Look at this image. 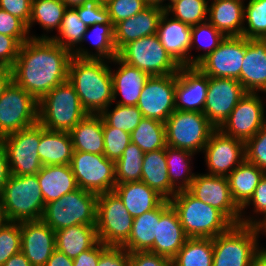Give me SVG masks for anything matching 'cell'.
<instances>
[{
  "mask_svg": "<svg viewBox=\"0 0 266 266\" xmlns=\"http://www.w3.org/2000/svg\"><path fill=\"white\" fill-rule=\"evenodd\" d=\"M73 55L50 39H30L21 44L12 68V81L39 101L68 81Z\"/></svg>",
  "mask_w": 266,
  "mask_h": 266,
  "instance_id": "1",
  "label": "cell"
},
{
  "mask_svg": "<svg viewBox=\"0 0 266 266\" xmlns=\"http://www.w3.org/2000/svg\"><path fill=\"white\" fill-rule=\"evenodd\" d=\"M105 59L72 57L68 81L74 86L83 108L88 114H100L113 104V82Z\"/></svg>",
  "mask_w": 266,
  "mask_h": 266,
  "instance_id": "2",
  "label": "cell"
},
{
  "mask_svg": "<svg viewBox=\"0 0 266 266\" xmlns=\"http://www.w3.org/2000/svg\"><path fill=\"white\" fill-rule=\"evenodd\" d=\"M169 202L189 238H214L234 225L221 211L188 190L178 191Z\"/></svg>",
  "mask_w": 266,
  "mask_h": 266,
  "instance_id": "3",
  "label": "cell"
},
{
  "mask_svg": "<svg viewBox=\"0 0 266 266\" xmlns=\"http://www.w3.org/2000/svg\"><path fill=\"white\" fill-rule=\"evenodd\" d=\"M0 201L7 221L20 223L41 220L45 203L37 174L11 175Z\"/></svg>",
  "mask_w": 266,
  "mask_h": 266,
  "instance_id": "4",
  "label": "cell"
},
{
  "mask_svg": "<svg viewBox=\"0 0 266 266\" xmlns=\"http://www.w3.org/2000/svg\"><path fill=\"white\" fill-rule=\"evenodd\" d=\"M87 115L69 81L56 86L38 101V123L47 130L69 132Z\"/></svg>",
  "mask_w": 266,
  "mask_h": 266,
  "instance_id": "5",
  "label": "cell"
},
{
  "mask_svg": "<svg viewBox=\"0 0 266 266\" xmlns=\"http://www.w3.org/2000/svg\"><path fill=\"white\" fill-rule=\"evenodd\" d=\"M98 195L78 188L45 204L41 220L53 231L75 225H96Z\"/></svg>",
  "mask_w": 266,
  "mask_h": 266,
  "instance_id": "6",
  "label": "cell"
},
{
  "mask_svg": "<svg viewBox=\"0 0 266 266\" xmlns=\"http://www.w3.org/2000/svg\"><path fill=\"white\" fill-rule=\"evenodd\" d=\"M215 130L202 112L175 110L165 121L167 145L193 154L203 152Z\"/></svg>",
  "mask_w": 266,
  "mask_h": 266,
  "instance_id": "7",
  "label": "cell"
},
{
  "mask_svg": "<svg viewBox=\"0 0 266 266\" xmlns=\"http://www.w3.org/2000/svg\"><path fill=\"white\" fill-rule=\"evenodd\" d=\"M117 57L150 76L176 74L181 67L161 45L156 34L127 43L118 51Z\"/></svg>",
  "mask_w": 266,
  "mask_h": 266,
  "instance_id": "8",
  "label": "cell"
},
{
  "mask_svg": "<svg viewBox=\"0 0 266 266\" xmlns=\"http://www.w3.org/2000/svg\"><path fill=\"white\" fill-rule=\"evenodd\" d=\"M261 248L252 226L233 225L213 238L212 266H251Z\"/></svg>",
  "mask_w": 266,
  "mask_h": 266,
  "instance_id": "9",
  "label": "cell"
},
{
  "mask_svg": "<svg viewBox=\"0 0 266 266\" xmlns=\"http://www.w3.org/2000/svg\"><path fill=\"white\" fill-rule=\"evenodd\" d=\"M132 225L133 217L113 191L98 195L96 229L100 242L107 246H123Z\"/></svg>",
  "mask_w": 266,
  "mask_h": 266,
  "instance_id": "10",
  "label": "cell"
},
{
  "mask_svg": "<svg viewBox=\"0 0 266 266\" xmlns=\"http://www.w3.org/2000/svg\"><path fill=\"white\" fill-rule=\"evenodd\" d=\"M70 166L78 188L97 195L112 192L115 188V161L104 154L73 151Z\"/></svg>",
  "mask_w": 266,
  "mask_h": 266,
  "instance_id": "11",
  "label": "cell"
},
{
  "mask_svg": "<svg viewBox=\"0 0 266 266\" xmlns=\"http://www.w3.org/2000/svg\"><path fill=\"white\" fill-rule=\"evenodd\" d=\"M38 123V101L13 81L0 98V139Z\"/></svg>",
  "mask_w": 266,
  "mask_h": 266,
  "instance_id": "12",
  "label": "cell"
},
{
  "mask_svg": "<svg viewBox=\"0 0 266 266\" xmlns=\"http://www.w3.org/2000/svg\"><path fill=\"white\" fill-rule=\"evenodd\" d=\"M0 141L7 153L11 175H34L41 170L43 165L38 153L39 123L7 135Z\"/></svg>",
  "mask_w": 266,
  "mask_h": 266,
  "instance_id": "13",
  "label": "cell"
},
{
  "mask_svg": "<svg viewBox=\"0 0 266 266\" xmlns=\"http://www.w3.org/2000/svg\"><path fill=\"white\" fill-rule=\"evenodd\" d=\"M259 93H246L237 103L219 130L229 136L246 142L265 124V107Z\"/></svg>",
  "mask_w": 266,
  "mask_h": 266,
  "instance_id": "14",
  "label": "cell"
},
{
  "mask_svg": "<svg viewBox=\"0 0 266 266\" xmlns=\"http://www.w3.org/2000/svg\"><path fill=\"white\" fill-rule=\"evenodd\" d=\"M176 74L150 76L139 97L137 107L144 118L165 123L175 109Z\"/></svg>",
  "mask_w": 266,
  "mask_h": 266,
  "instance_id": "15",
  "label": "cell"
},
{
  "mask_svg": "<svg viewBox=\"0 0 266 266\" xmlns=\"http://www.w3.org/2000/svg\"><path fill=\"white\" fill-rule=\"evenodd\" d=\"M246 93L237 79L209 77L203 114L219 129Z\"/></svg>",
  "mask_w": 266,
  "mask_h": 266,
  "instance_id": "16",
  "label": "cell"
},
{
  "mask_svg": "<svg viewBox=\"0 0 266 266\" xmlns=\"http://www.w3.org/2000/svg\"><path fill=\"white\" fill-rule=\"evenodd\" d=\"M202 153L209 175L228 176L245 160V142L229 137L216 129Z\"/></svg>",
  "mask_w": 266,
  "mask_h": 266,
  "instance_id": "17",
  "label": "cell"
},
{
  "mask_svg": "<svg viewBox=\"0 0 266 266\" xmlns=\"http://www.w3.org/2000/svg\"><path fill=\"white\" fill-rule=\"evenodd\" d=\"M188 191L200 201L221 211L234 225L240 224L241 209L232 198L226 176L198 173Z\"/></svg>",
  "mask_w": 266,
  "mask_h": 266,
  "instance_id": "18",
  "label": "cell"
},
{
  "mask_svg": "<svg viewBox=\"0 0 266 266\" xmlns=\"http://www.w3.org/2000/svg\"><path fill=\"white\" fill-rule=\"evenodd\" d=\"M245 54V37H225L197 67L208 77L240 80Z\"/></svg>",
  "mask_w": 266,
  "mask_h": 266,
  "instance_id": "19",
  "label": "cell"
},
{
  "mask_svg": "<svg viewBox=\"0 0 266 266\" xmlns=\"http://www.w3.org/2000/svg\"><path fill=\"white\" fill-rule=\"evenodd\" d=\"M208 83L209 77L197 66H181L176 73L175 109L203 113Z\"/></svg>",
  "mask_w": 266,
  "mask_h": 266,
  "instance_id": "20",
  "label": "cell"
},
{
  "mask_svg": "<svg viewBox=\"0 0 266 266\" xmlns=\"http://www.w3.org/2000/svg\"><path fill=\"white\" fill-rule=\"evenodd\" d=\"M192 26L169 17L164 11L156 35L161 45L180 66H192L190 53Z\"/></svg>",
  "mask_w": 266,
  "mask_h": 266,
  "instance_id": "21",
  "label": "cell"
},
{
  "mask_svg": "<svg viewBox=\"0 0 266 266\" xmlns=\"http://www.w3.org/2000/svg\"><path fill=\"white\" fill-rule=\"evenodd\" d=\"M55 249V231L46 223L21 222V252L32 266H45Z\"/></svg>",
  "mask_w": 266,
  "mask_h": 266,
  "instance_id": "22",
  "label": "cell"
},
{
  "mask_svg": "<svg viewBox=\"0 0 266 266\" xmlns=\"http://www.w3.org/2000/svg\"><path fill=\"white\" fill-rule=\"evenodd\" d=\"M239 82L247 93H266V39H247Z\"/></svg>",
  "mask_w": 266,
  "mask_h": 266,
  "instance_id": "23",
  "label": "cell"
},
{
  "mask_svg": "<svg viewBox=\"0 0 266 266\" xmlns=\"http://www.w3.org/2000/svg\"><path fill=\"white\" fill-rule=\"evenodd\" d=\"M111 62L115 63L114 65H118V70H112L110 66L113 82V102L117 100L118 95H121L116 104L137 105L142 89L150 75L126 64L118 57H114Z\"/></svg>",
  "mask_w": 266,
  "mask_h": 266,
  "instance_id": "24",
  "label": "cell"
},
{
  "mask_svg": "<svg viewBox=\"0 0 266 266\" xmlns=\"http://www.w3.org/2000/svg\"><path fill=\"white\" fill-rule=\"evenodd\" d=\"M165 10L146 7L143 11L120 21L114 26V42L119 51L127 43L157 33L160 19Z\"/></svg>",
  "mask_w": 266,
  "mask_h": 266,
  "instance_id": "25",
  "label": "cell"
},
{
  "mask_svg": "<svg viewBox=\"0 0 266 266\" xmlns=\"http://www.w3.org/2000/svg\"><path fill=\"white\" fill-rule=\"evenodd\" d=\"M154 237V244L149 252L164 256L170 260L176 256L189 238L179 221L177 212L172 206L160 216Z\"/></svg>",
  "mask_w": 266,
  "mask_h": 266,
  "instance_id": "26",
  "label": "cell"
},
{
  "mask_svg": "<svg viewBox=\"0 0 266 266\" xmlns=\"http://www.w3.org/2000/svg\"><path fill=\"white\" fill-rule=\"evenodd\" d=\"M87 29L88 27L78 17L77 10L75 8H67L57 35L49 36L46 33L42 36L30 35V37L31 39H50L70 51L76 58L91 59V51L81 46L83 36Z\"/></svg>",
  "mask_w": 266,
  "mask_h": 266,
  "instance_id": "27",
  "label": "cell"
},
{
  "mask_svg": "<svg viewBox=\"0 0 266 266\" xmlns=\"http://www.w3.org/2000/svg\"><path fill=\"white\" fill-rule=\"evenodd\" d=\"M245 0H212L208 22L225 37L243 36Z\"/></svg>",
  "mask_w": 266,
  "mask_h": 266,
  "instance_id": "28",
  "label": "cell"
},
{
  "mask_svg": "<svg viewBox=\"0 0 266 266\" xmlns=\"http://www.w3.org/2000/svg\"><path fill=\"white\" fill-rule=\"evenodd\" d=\"M113 192L133 218L156 209L165 199L143 181L116 184Z\"/></svg>",
  "mask_w": 266,
  "mask_h": 266,
  "instance_id": "29",
  "label": "cell"
},
{
  "mask_svg": "<svg viewBox=\"0 0 266 266\" xmlns=\"http://www.w3.org/2000/svg\"><path fill=\"white\" fill-rule=\"evenodd\" d=\"M37 177L45 204L78 189L70 164L42 166Z\"/></svg>",
  "mask_w": 266,
  "mask_h": 266,
  "instance_id": "30",
  "label": "cell"
},
{
  "mask_svg": "<svg viewBox=\"0 0 266 266\" xmlns=\"http://www.w3.org/2000/svg\"><path fill=\"white\" fill-rule=\"evenodd\" d=\"M169 200H164L156 209L147 211L133 218V225L127 242L122 246L129 252L149 251L154 239L160 216L170 207Z\"/></svg>",
  "mask_w": 266,
  "mask_h": 266,
  "instance_id": "31",
  "label": "cell"
},
{
  "mask_svg": "<svg viewBox=\"0 0 266 266\" xmlns=\"http://www.w3.org/2000/svg\"><path fill=\"white\" fill-rule=\"evenodd\" d=\"M38 153L43 166L69 165L73 155L70 133L47 130L40 124Z\"/></svg>",
  "mask_w": 266,
  "mask_h": 266,
  "instance_id": "32",
  "label": "cell"
},
{
  "mask_svg": "<svg viewBox=\"0 0 266 266\" xmlns=\"http://www.w3.org/2000/svg\"><path fill=\"white\" fill-rule=\"evenodd\" d=\"M141 181L165 200H170L177 193L168 177L165 148L144 153Z\"/></svg>",
  "mask_w": 266,
  "mask_h": 266,
  "instance_id": "33",
  "label": "cell"
},
{
  "mask_svg": "<svg viewBox=\"0 0 266 266\" xmlns=\"http://www.w3.org/2000/svg\"><path fill=\"white\" fill-rule=\"evenodd\" d=\"M69 133L73 151L104 154L103 119L99 114H88Z\"/></svg>",
  "mask_w": 266,
  "mask_h": 266,
  "instance_id": "34",
  "label": "cell"
},
{
  "mask_svg": "<svg viewBox=\"0 0 266 266\" xmlns=\"http://www.w3.org/2000/svg\"><path fill=\"white\" fill-rule=\"evenodd\" d=\"M99 241L96 225H75L55 231V246L69 258L92 248Z\"/></svg>",
  "mask_w": 266,
  "mask_h": 266,
  "instance_id": "35",
  "label": "cell"
},
{
  "mask_svg": "<svg viewBox=\"0 0 266 266\" xmlns=\"http://www.w3.org/2000/svg\"><path fill=\"white\" fill-rule=\"evenodd\" d=\"M265 173L245 159L227 176L232 198L240 209L250 200Z\"/></svg>",
  "mask_w": 266,
  "mask_h": 266,
  "instance_id": "36",
  "label": "cell"
},
{
  "mask_svg": "<svg viewBox=\"0 0 266 266\" xmlns=\"http://www.w3.org/2000/svg\"><path fill=\"white\" fill-rule=\"evenodd\" d=\"M166 162L168 167V177L172 187L178 192L188 190L196 173L192 172V152L165 147Z\"/></svg>",
  "mask_w": 266,
  "mask_h": 266,
  "instance_id": "37",
  "label": "cell"
},
{
  "mask_svg": "<svg viewBox=\"0 0 266 266\" xmlns=\"http://www.w3.org/2000/svg\"><path fill=\"white\" fill-rule=\"evenodd\" d=\"M171 262L172 266H212L213 238H188Z\"/></svg>",
  "mask_w": 266,
  "mask_h": 266,
  "instance_id": "38",
  "label": "cell"
},
{
  "mask_svg": "<svg viewBox=\"0 0 266 266\" xmlns=\"http://www.w3.org/2000/svg\"><path fill=\"white\" fill-rule=\"evenodd\" d=\"M67 6L62 0H32L28 31L37 22L47 33L60 28Z\"/></svg>",
  "mask_w": 266,
  "mask_h": 266,
  "instance_id": "39",
  "label": "cell"
},
{
  "mask_svg": "<svg viewBox=\"0 0 266 266\" xmlns=\"http://www.w3.org/2000/svg\"><path fill=\"white\" fill-rule=\"evenodd\" d=\"M130 136L144 153L167 146L165 123L155 119L143 118Z\"/></svg>",
  "mask_w": 266,
  "mask_h": 266,
  "instance_id": "40",
  "label": "cell"
},
{
  "mask_svg": "<svg viewBox=\"0 0 266 266\" xmlns=\"http://www.w3.org/2000/svg\"><path fill=\"white\" fill-rule=\"evenodd\" d=\"M88 38L95 49L94 52H91V59H105L111 61L114 57H117L118 51L116 50L114 42L113 24L96 23L91 25L85 32L82 42H85Z\"/></svg>",
  "mask_w": 266,
  "mask_h": 266,
  "instance_id": "41",
  "label": "cell"
},
{
  "mask_svg": "<svg viewBox=\"0 0 266 266\" xmlns=\"http://www.w3.org/2000/svg\"><path fill=\"white\" fill-rule=\"evenodd\" d=\"M224 38L225 36L208 21L192 26L190 52L192 49L204 51L203 54L192 57V66H197L219 46Z\"/></svg>",
  "mask_w": 266,
  "mask_h": 266,
  "instance_id": "42",
  "label": "cell"
},
{
  "mask_svg": "<svg viewBox=\"0 0 266 266\" xmlns=\"http://www.w3.org/2000/svg\"><path fill=\"white\" fill-rule=\"evenodd\" d=\"M144 152L134 143H129L115 162L116 184L141 181Z\"/></svg>",
  "mask_w": 266,
  "mask_h": 266,
  "instance_id": "43",
  "label": "cell"
},
{
  "mask_svg": "<svg viewBox=\"0 0 266 266\" xmlns=\"http://www.w3.org/2000/svg\"><path fill=\"white\" fill-rule=\"evenodd\" d=\"M112 105L113 104L99 114L103 119V126H111L131 134L144 118L142 112L136 105L116 104V106L110 110Z\"/></svg>",
  "mask_w": 266,
  "mask_h": 266,
  "instance_id": "44",
  "label": "cell"
},
{
  "mask_svg": "<svg viewBox=\"0 0 266 266\" xmlns=\"http://www.w3.org/2000/svg\"><path fill=\"white\" fill-rule=\"evenodd\" d=\"M208 1L209 0H174L165 11L169 16L189 26H194L208 20Z\"/></svg>",
  "mask_w": 266,
  "mask_h": 266,
  "instance_id": "45",
  "label": "cell"
},
{
  "mask_svg": "<svg viewBox=\"0 0 266 266\" xmlns=\"http://www.w3.org/2000/svg\"><path fill=\"white\" fill-rule=\"evenodd\" d=\"M243 37L266 39V0H249L244 5Z\"/></svg>",
  "mask_w": 266,
  "mask_h": 266,
  "instance_id": "46",
  "label": "cell"
},
{
  "mask_svg": "<svg viewBox=\"0 0 266 266\" xmlns=\"http://www.w3.org/2000/svg\"><path fill=\"white\" fill-rule=\"evenodd\" d=\"M21 251V222L6 221L0 226V266Z\"/></svg>",
  "mask_w": 266,
  "mask_h": 266,
  "instance_id": "47",
  "label": "cell"
},
{
  "mask_svg": "<svg viewBox=\"0 0 266 266\" xmlns=\"http://www.w3.org/2000/svg\"><path fill=\"white\" fill-rule=\"evenodd\" d=\"M104 155L113 161H117L127 145L131 143L130 133L111 127L103 126Z\"/></svg>",
  "mask_w": 266,
  "mask_h": 266,
  "instance_id": "48",
  "label": "cell"
},
{
  "mask_svg": "<svg viewBox=\"0 0 266 266\" xmlns=\"http://www.w3.org/2000/svg\"><path fill=\"white\" fill-rule=\"evenodd\" d=\"M78 17L87 26L94 24H113L106 5L97 0H87L82 5L75 7Z\"/></svg>",
  "mask_w": 266,
  "mask_h": 266,
  "instance_id": "49",
  "label": "cell"
},
{
  "mask_svg": "<svg viewBox=\"0 0 266 266\" xmlns=\"http://www.w3.org/2000/svg\"><path fill=\"white\" fill-rule=\"evenodd\" d=\"M245 159L266 172V122L245 142Z\"/></svg>",
  "mask_w": 266,
  "mask_h": 266,
  "instance_id": "50",
  "label": "cell"
},
{
  "mask_svg": "<svg viewBox=\"0 0 266 266\" xmlns=\"http://www.w3.org/2000/svg\"><path fill=\"white\" fill-rule=\"evenodd\" d=\"M106 7L113 25L123 21L148 7L144 0H110Z\"/></svg>",
  "mask_w": 266,
  "mask_h": 266,
  "instance_id": "51",
  "label": "cell"
},
{
  "mask_svg": "<svg viewBox=\"0 0 266 266\" xmlns=\"http://www.w3.org/2000/svg\"><path fill=\"white\" fill-rule=\"evenodd\" d=\"M0 34L14 37L20 44L31 39L27 24L2 9H0Z\"/></svg>",
  "mask_w": 266,
  "mask_h": 266,
  "instance_id": "52",
  "label": "cell"
},
{
  "mask_svg": "<svg viewBox=\"0 0 266 266\" xmlns=\"http://www.w3.org/2000/svg\"><path fill=\"white\" fill-rule=\"evenodd\" d=\"M250 205L254 207L253 214L254 215L256 214V216L254 217L245 215L244 210L250 207ZM265 213H266V173L261 178L250 200L241 208L240 224L251 226L255 222L254 218L258 217L257 214L263 215Z\"/></svg>",
  "mask_w": 266,
  "mask_h": 266,
  "instance_id": "53",
  "label": "cell"
},
{
  "mask_svg": "<svg viewBox=\"0 0 266 266\" xmlns=\"http://www.w3.org/2000/svg\"><path fill=\"white\" fill-rule=\"evenodd\" d=\"M97 266H129V251L122 246H107L102 251Z\"/></svg>",
  "mask_w": 266,
  "mask_h": 266,
  "instance_id": "54",
  "label": "cell"
},
{
  "mask_svg": "<svg viewBox=\"0 0 266 266\" xmlns=\"http://www.w3.org/2000/svg\"><path fill=\"white\" fill-rule=\"evenodd\" d=\"M129 266H172V262L149 251H136L129 252Z\"/></svg>",
  "mask_w": 266,
  "mask_h": 266,
  "instance_id": "55",
  "label": "cell"
},
{
  "mask_svg": "<svg viewBox=\"0 0 266 266\" xmlns=\"http://www.w3.org/2000/svg\"><path fill=\"white\" fill-rule=\"evenodd\" d=\"M20 46L14 37L0 34V65L12 67L18 57Z\"/></svg>",
  "mask_w": 266,
  "mask_h": 266,
  "instance_id": "56",
  "label": "cell"
},
{
  "mask_svg": "<svg viewBox=\"0 0 266 266\" xmlns=\"http://www.w3.org/2000/svg\"><path fill=\"white\" fill-rule=\"evenodd\" d=\"M32 0H0V9L17 16L27 25L31 16Z\"/></svg>",
  "mask_w": 266,
  "mask_h": 266,
  "instance_id": "57",
  "label": "cell"
},
{
  "mask_svg": "<svg viewBox=\"0 0 266 266\" xmlns=\"http://www.w3.org/2000/svg\"><path fill=\"white\" fill-rule=\"evenodd\" d=\"M107 245L98 241L92 248L81 252L73 259L74 266H97L99 257Z\"/></svg>",
  "mask_w": 266,
  "mask_h": 266,
  "instance_id": "58",
  "label": "cell"
},
{
  "mask_svg": "<svg viewBox=\"0 0 266 266\" xmlns=\"http://www.w3.org/2000/svg\"><path fill=\"white\" fill-rule=\"evenodd\" d=\"M11 176L7 153L3 143L0 141V195L2 194L6 182Z\"/></svg>",
  "mask_w": 266,
  "mask_h": 266,
  "instance_id": "59",
  "label": "cell"
},
{
  "mask_svg": "<svg viewBox=\"0 0 266 266\" xmlns=\"http://www.w3.org/2000/svg\"><path fill=\"white\" fill-rule=\"evenodd\" d=\"M45 266H74L73 259L66 254L55 249Z\"/></svg>",
  "mask_w": 266,
  "mask_h": 266,
  "instance_id": "60",
  "label": "cell"
},
{
  "mask_svg": "<svg viewBox=\"0 0 266 266\" xmlns=\"http://www.w3.org/2000/svg\"><path fill=\"white\" fill-rule=\"evenodd\" d=\"M12 82V68L0 65V98L3 95L4 90Z\"/></svg>",
  "mask_w": 266,
  "mask_h": 266,
  "instance_id": "61",
  "label": "cell"
},
{
  "mask_svg": "<svg viewBox=\"0 0 266 266\" xmlns=\"http://www.w3.org/2000/svg\"><path fill=\"white\" fill-rule=\"evenodd\" d=\"M3 266H32V264L20 251L19 253H16L11 256Z\"/></svg>",
  "mask_w": 266,
  "mask_h": 266,
  "instance_id": "62",
  "label": "cell"
},
{
  "mask_svg": "<svg viewBox=\"0 0 266 266\" xmlns=\"http://www.w3.org/2000/svg\"><path fill=\"white\" fill-rule=\"evenodd\" d=\"M262 217H263L262 219L259 217H258V219L255 218V222L251 225L255 231V234L258 238V241H259V237H260L259 234L262 233V231H263L264 235L266 234V213L263 214Z\"/></svg>",
  "mask_w": 266,
  "mask_h": 266,
  "instance_id": "63",
  "label": "cell"
},
{
  "mask_svg": "<svg viewBox=\"0 0 266 266\" xmlns=\"http://www.w3.org/2000/svg\"><path fill=\"white\" fill-rule=\"evenodd\" d=\"M251 266H266V248H261L254 255Z\"/></svg>",
  "mask_w": 266,
  "mask_h": 266,
  "instance_id": "64",
  "label": "cell"
},
{
  "mask_svg": "<svg viewBox=\"0 0 266 266\" xmlns=\"http://www.w3.org/2000/svg\"><path fill=\"white\" fill-rule=\"evenodd\" d=\"M146 5L147 6H150V7H159L163 10H166L167 9V4L163 3L164 1H167V0H144Z\"/></svg>",
  "mask_w": 266,
  "mask_h": 266,
  "instance_id": "65",
  "label": "cell"
},
{
  "mask_svg": "<svg viewBox=\"0 0 266 266\" xmlns=\"http://www.w3.org/2000/svg\"><path fill=\"white\" fill-rule=\"evenodd\" d=\"M87 0H62V2L67 6V8H75L82 5Z\"/></svg>",
  "mask_w": 266,
  "mask_h": 266,
  "instance_id": "66",
  "label": "cell"
},
{
  "mask_svg": "<svg viewBox=\"0 0 266 266\" xmlns=\"http://www.w3.org/2000/svg\"><path fill=\"white\" fill-rule=\"evenodd\" d=\"M6 218L4 215V211L2 209L1 201H0V226H2L6 222Z\"/></svg>",
  "mask_w": 266,
  "mask_h": 266,
  "instance_id": "67",
  "label": "cell"
},
{
  "mask_svg": "<svg viewBox=\"0 0 266 266\" xmlns=\"http://www.w3.org/2000/svg\"><path fill=\"white\" fill-rule=\"evenodd\" d=\"M99 3L106 5L110 0H97Z\"/></svg>",
  "mask_w": 266,
  "mask_h": 266,
  "instance_id": "68",
  "label": "cell"
},
{
  "mask_svg": "<svg viewBox=\"0 0 266 266\" xmlns=\"http://www.w3.org/2000/svg\"><path fill=\"white\" fill-rule=\"evenodd\" d=\"M174 0H168L169 3H167V8L169 7L170 3L173 2Z\"/></svg>",
  "mask_w": 266,
  "mask_h": 266,
  "instance_id": "69",
  "label": "cell"
}]
</instances>
